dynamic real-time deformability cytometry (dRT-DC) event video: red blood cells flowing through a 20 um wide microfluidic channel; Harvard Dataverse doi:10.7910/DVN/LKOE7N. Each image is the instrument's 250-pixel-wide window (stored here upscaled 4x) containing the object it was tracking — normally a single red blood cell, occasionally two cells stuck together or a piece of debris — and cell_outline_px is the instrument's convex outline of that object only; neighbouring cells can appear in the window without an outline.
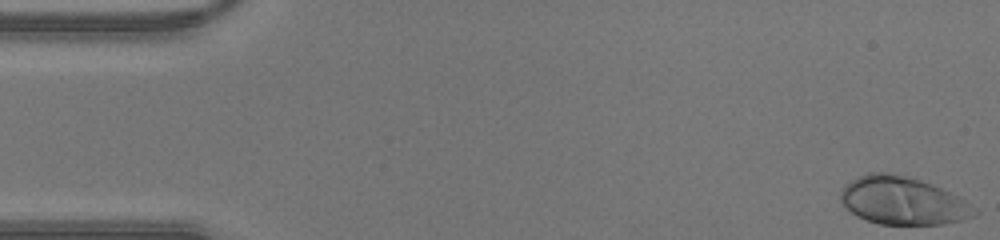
{"species": "human", "species_latin": "Homo sapiens", "temperature_condition": "warm", "stored_images_in_passage": 46, "camera_frame_rate_fps": 3000, "um_per_image_px": 0.085, "donor": {"sex": "male"}, "frame": {"image": 1, "passage_image": 1, "time_ms": 0.0, "image_size_px": [1000, 240], "cell_outline_px": [[980, 212], [976, 216], [964, 220], [944, 224], [880, 224], [856, 216], [840, 200], [840, 192], [852, 180], [868, 172], [884, 172], [904, 176], [920, 180], [932, 184], [964, 200]], "centroid_in_image_um": [76.76, 17.08], "position_along_channel_um": 8.2, "area_um2": 36.88}}
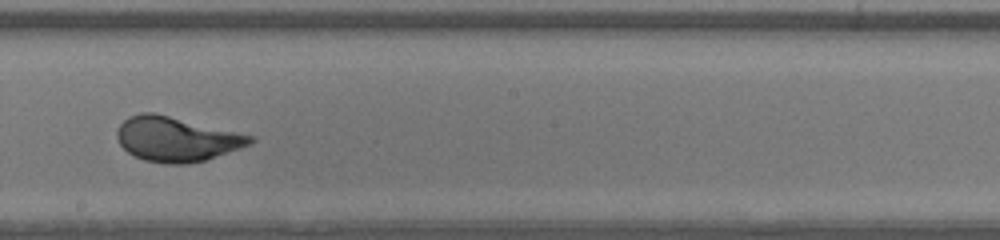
{"frame": {"image": 2, "passage_image": 25, "time_ms": 8.0, "image_size_px": [1000, 240], "cell_outline_px": [[256, 140], [240, 148], [204, 160], [188, 164], [168, 164], [144, 160], [128, 152], [120, 144], [116, 136], [116, 128], [128, 116], [140, 112], [152, 112], [256, 136]], "centroid_in_image_um": [14.97, 11.81], "position_along_channel_um": 233.2, "area_um2": 34.51}}
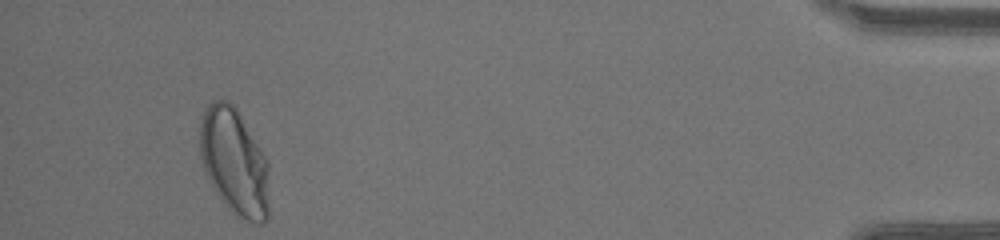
{"frame": {"image": 3, "passage_image": 42, "time_ms": 13.667, "image_size_px": [1000, 240], "cell_outline_px": [[268, 216], [264, 224], [256, 224], [236, 216], [232, 212], [216, 192], [204, 168], [200, 156], [200, 124], [204, 112], [208, 104], [212, 100], [228, 100], [236, 108], [268, 160]], "centroid_in_image_um": [19.93, 13.76], "position_along_channel_um": 415.3, "area_um2": 42.89}}